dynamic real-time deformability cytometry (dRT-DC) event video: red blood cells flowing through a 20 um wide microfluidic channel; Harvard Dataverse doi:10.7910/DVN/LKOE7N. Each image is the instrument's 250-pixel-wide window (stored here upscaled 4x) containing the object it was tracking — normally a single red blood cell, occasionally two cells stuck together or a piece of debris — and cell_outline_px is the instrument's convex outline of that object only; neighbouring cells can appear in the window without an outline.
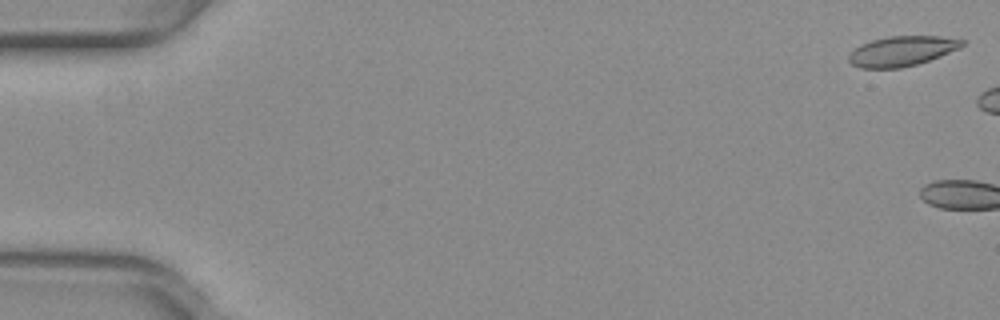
{"species": "common noctule bat (a hibernating species)", "species_latin": "Nyctalus noctula", "temperature_condition": "warm", "stored_images_in_passage": 3, "camera_frame_rate_fps": 3000, "um_per_image_px": 0.085, "animal": {"sex": "female", "body_mass_g": 29.2, "forearm_length_mm": 56.3}, "frame": {"image": 1, "passage_image": 1, "time_ms": 0.0, "image_size_px": [1000, 320], "cell_outline_px": [[964, 44], [960, 48], [940, 56], [916, 64], [900, 68], [860, 68], [852, 64], [848, 60], [848, 52], [860, 44], [872, 40], [888, 36], [940, 36], [964, 40]], "centroid_in_image_um": [76.61, 4.34], "position_along_channel_um": 8.4, "area_um2": 19.83}}